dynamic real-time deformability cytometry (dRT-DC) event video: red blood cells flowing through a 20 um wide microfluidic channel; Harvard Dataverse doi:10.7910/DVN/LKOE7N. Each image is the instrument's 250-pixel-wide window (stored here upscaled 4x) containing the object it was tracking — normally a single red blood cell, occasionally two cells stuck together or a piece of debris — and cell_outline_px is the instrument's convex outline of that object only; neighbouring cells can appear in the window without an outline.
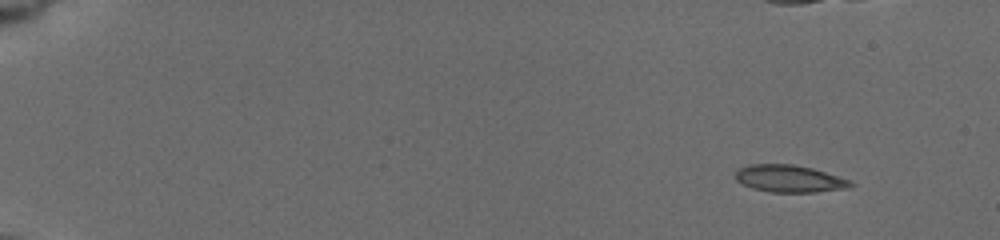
{"species": "common noctule bat (a hibernating species)", "species_latin": "Nyctalus noctula", "temperature_condition": "cold", "stored_images_in_passage": 29, "camera_frame_rate_fps": 3000, "um_per_image_px": 0.085, "animal": {"sex": "female", "body_mass_g": 19.5, "forearm_length_mm": 54.1}, "frame": {"image": 1, "passage_image": 1, "time_ms": 0.0, "image_size_px": [1000, 240], "cell_outline_px": [[856, 184], [848, 188], [816, 192], [772, 192], [752, 188], [736, 180], [736, 172], [740, 168], [748, 164], [792, 164], [812, 168], [852, 180]], "centroid_in_image_um": [67.14, 15.18], "position_along_channel_um": 17.9, "area_um2": 18.26}}